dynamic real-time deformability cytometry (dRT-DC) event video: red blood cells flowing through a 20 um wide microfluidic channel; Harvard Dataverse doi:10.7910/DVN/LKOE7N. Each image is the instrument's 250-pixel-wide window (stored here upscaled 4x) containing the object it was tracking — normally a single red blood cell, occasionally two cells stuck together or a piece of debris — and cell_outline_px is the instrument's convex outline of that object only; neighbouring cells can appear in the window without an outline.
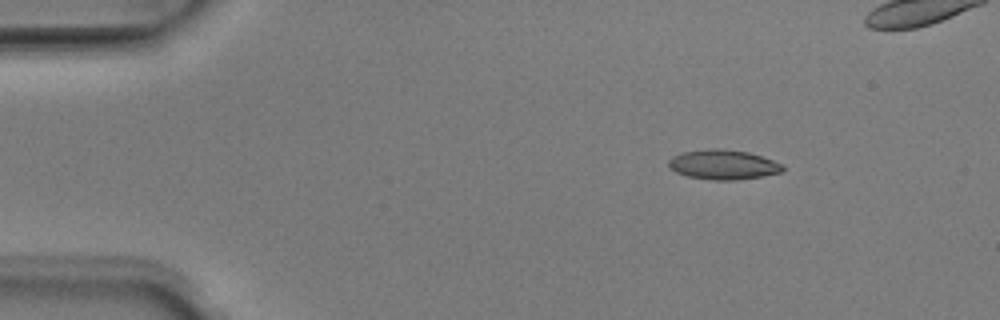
{"species": "Egyptian fruit bat (a non-hibernating species)", "species_latin": "Rousettus aegyptiacus", "temperature_condition": "room temperature", "stored_images_in_passage": 46, "camera_frame_rate_fps": 3000, "um_per_image_px": 0.085, "animal": {"sex": "male"}, "frame": {"image": 1, "passage_image": 7, "time_ms": 2.0, "image_size_px": [1000, 320], "cell_outline_px": [[784, 168], [780, 172], [760, 176], [736, 180], [712, 180], [688, 176], [676, 172], [668, 168], [668, 160], [672, 156], [680, 152], [716, 148], [720, 148], [748, 152], [784, 164]], "centroid_in_image_um": [61.42, 13.99], "position_along_channel_um": 23.6, "area_um2": 19.71}}
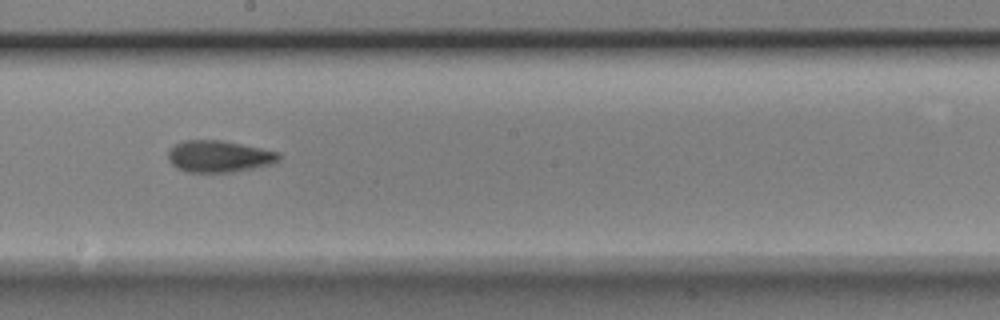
{"frame": {"image": 2, "passage_image": 28, "time_ms": 9.0, "image_size_px": [1000, 320], "cell_outline_px": [[280, 160], [272, 164], [232, 172], [188, 172], [176, 168], [168, 160], [168, 148], [184, 140], [220, 140], [280, 152]], "centroid_in_image_um": [18.59, 13.29], "position_along_channel_um": 229.6, "area_um2": 20.46}}
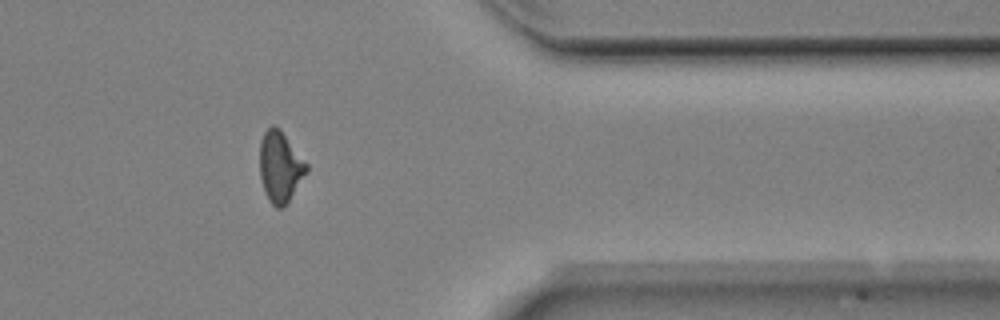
{"frame": {"image": 3, "passage_image": 41, "time_ms": 13.333, "image_size_px": [1000, 320], "cell_outline_px": [[308, 172], [288, 200], [280, 208], [276, 208], [268, 200], [264, 192], [260, 176], [260, 140], [264, 132], [272, 124], [280, 128], [308, 164]], "centroid_in_image_um": [23.81, 14.15], "position_along_channel_um": 387.6, "area_um2": 19.31}, "authors_computed_cell_mechanics": {"area_um2": 19.6809, "velocity_mm_per_s": 4.0151, "shape_relaxation_time_tau1_ms": 8.2547, "shape_relaxation_time_tau2_ms": 4.8724, "deformation_change_tau1": 0.1955, "deformation_change_tau2": 0.1126}}